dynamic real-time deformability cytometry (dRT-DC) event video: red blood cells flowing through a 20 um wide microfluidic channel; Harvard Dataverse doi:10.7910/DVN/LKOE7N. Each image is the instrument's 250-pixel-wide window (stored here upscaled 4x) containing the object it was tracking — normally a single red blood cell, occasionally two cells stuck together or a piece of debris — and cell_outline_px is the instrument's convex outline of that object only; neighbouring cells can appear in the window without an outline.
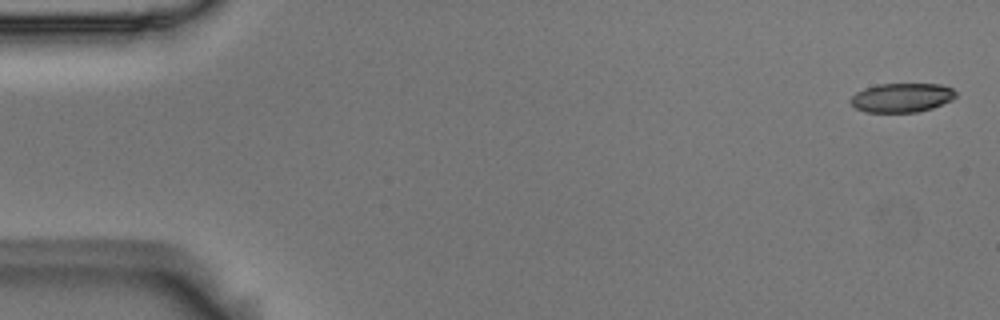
{"species": "Egyptian fruit bat (a non-hibernating species)", "species_latin": "Rousettus aegyptiacus", "temperature_condition": "room temperature", "stored_images_in_passage": 55, "camera_frame_rate_fps": 3000, "um_per_image_px": 0.085, "animal": {"sex": "male"}, "frame": {"image": 1, "passage_image": 2, "time_ms": 0.333, "image_size_px": [1000, 320], "cell_outline_px": [[956, 96], [952, 100], [932, 108], [916, 112], [864, 112], [856, 108], [848, 100], [856, 92], [864, 88], [880, 84], [940, 84], [952, 88], [956, 92]], "centroid_in_image_um": [76.64, 8.3], "position_along_channel_um": 8.4, "area_um2": 17.86}}
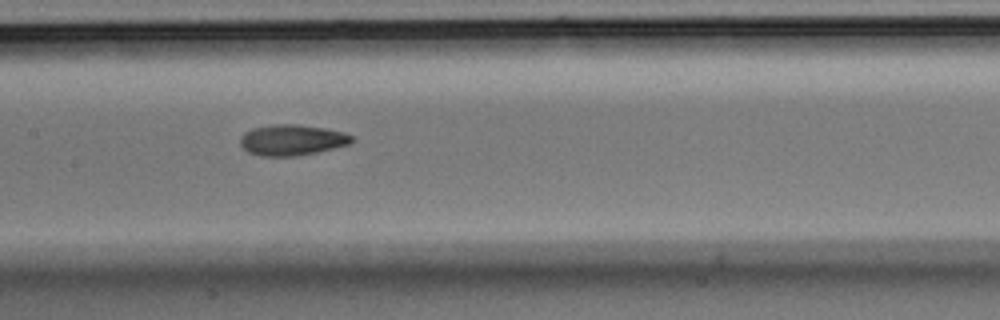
{"frame": {"image": 2, "passage_image": 27, "time_ms": 8.667, "image_size_px": [1000, 320], "cell_outline_px": [[352, 144], [316, 152], [296, 156], [260, 156], [248, 152], [240, 144], [240, 136], [244, 132], [252, 128], [276, 124], [296, 124], [324, 128], [344, 132], [352, 136]], "centroid_in_image_um": [24.8, 11.9], "position_along_channel_um": 182.6, "area_um2": 20.06}}
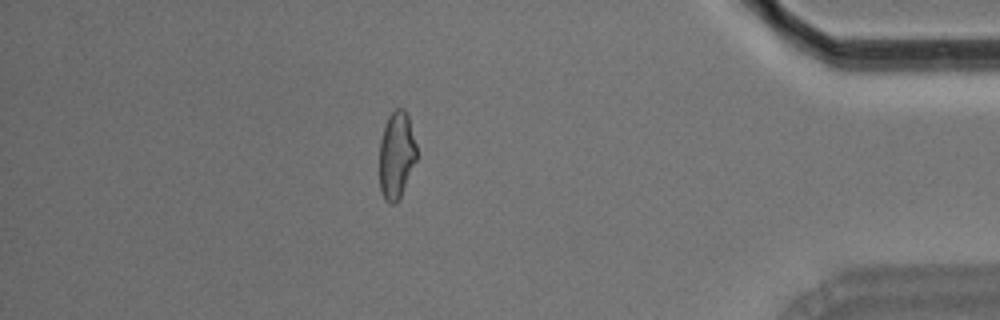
{"frame": {"image": 3, "passage_image": 48, "time_ms": 15.667, "image_size_px": [1000, 320], "cell_outline_px": [[416, 160], [400, 196], [392, 204], [388, 204], [384, 200], [380, 188], [380, 140], [388, 116], [396, 108], [404, 108], [408, 116], [416, 144]], "centroid_in_image_um": [33.69, 13.16], "position_along_channel_um": 401.5, "area_um2": 18.61}, "authors_computed_cell_mechanics": {"area_um2": 19.5364, "velocity_mm_per_s": 3.692, "shape_relaxation_time_tau1_ms": 11.0265, "shape_relaxation_time_tau2_ms": 2.6474, "deformation_change_tau1": 0.2146, "deformation_change_tau2": 0.0969}}